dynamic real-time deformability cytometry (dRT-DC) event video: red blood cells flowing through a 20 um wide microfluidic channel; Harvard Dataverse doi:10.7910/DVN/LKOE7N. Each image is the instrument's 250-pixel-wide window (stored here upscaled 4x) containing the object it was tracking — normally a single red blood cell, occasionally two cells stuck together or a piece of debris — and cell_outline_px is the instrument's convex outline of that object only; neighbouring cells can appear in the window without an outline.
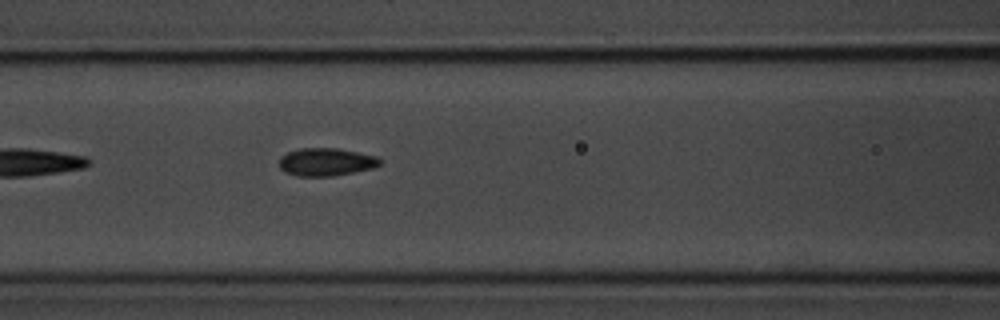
{"species": "common noctule bat (a hibernating species)", "species_latin": "Nyctalus noctula", "temperature_condition": "room temperature", "stored_images_in_passage": 7, "segment_of_instrument_passage": [2, 2], "camera_frame_rate_fps": 3000, "um_per_image_px": 0.085, "animal": {"sex": "male", "body_mass_g": 20.1, "forearm_length_mm": 53.5}, "frame": {"image": 1, "passage_image": 7, "time_ms": 7.0, "image_size_px": [1000, 320], "cell_outline_px": [[380, 164], [372, 168], [332, 176], [296, 176], [284, 172], [280, 168], [280, 156], [288, 152], [300, 148], [336, 148], [376, 156], [380, 160]], "centroid_in_image_um": [27.67, 13.77], "position_along_channel_um": 138.9, "area_um2": 16.18}}